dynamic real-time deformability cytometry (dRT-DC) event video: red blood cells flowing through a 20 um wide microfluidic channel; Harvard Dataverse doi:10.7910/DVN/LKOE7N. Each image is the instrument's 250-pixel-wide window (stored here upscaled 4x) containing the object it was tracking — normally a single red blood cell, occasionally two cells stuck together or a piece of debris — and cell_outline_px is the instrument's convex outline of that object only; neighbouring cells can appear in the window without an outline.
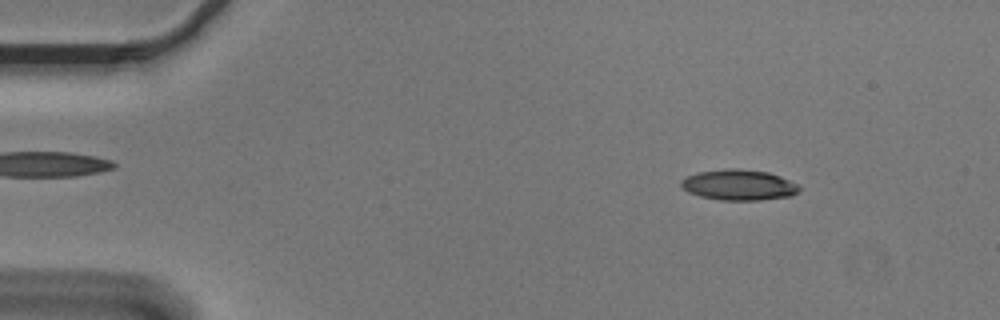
{"species": "Egyptian fruit bat (a non-hibernating species)", "species_latin": "Rousettus aegyptiacus", "temperature_condition": "cold", "stored_images_in_passage": 55, "camera_frame_rate_fps": 3000, "um_per_image_px": 0.085, "animal": {"sex": "male"}, "frame": {"image": 1, "passage_image": 7, "time_ms": 2.0, "image_size_px": [1000, 320], "cell_outline_px": [[800, 192], [792, 196], [760, 200], [720, 200], [700, 196], [688, 192], [680, 184], [680, 180], [684, 176], [696, 172], [724, 168], [740, 168], [768, 172], [780, 176], [800, 184]], "centroid_in_image_um": [62.81, 15.7], "position_along_channel_um": 22.2, "area_um2": 21.56}}
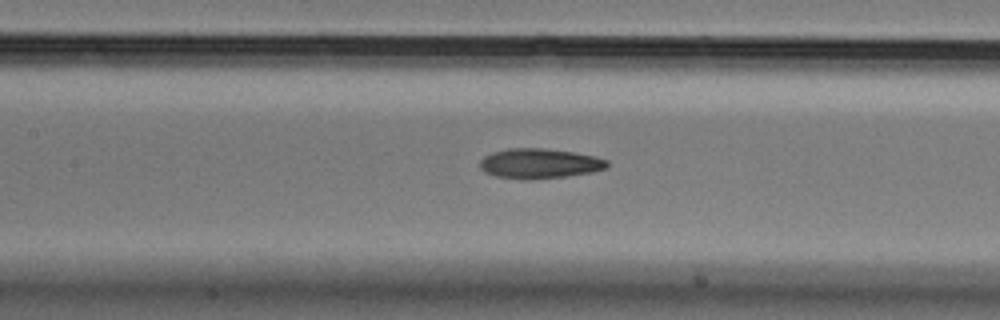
{"frame": {"image": 2, "passage_image": 25, "time_ms": 8.0, "image_size_px": [1000, 320], "cell_outline_px": [[608, 168], [592, 172], [564, 176], [528, 180], [524, 180], [496, 176], [484, 172], [480, 168], [480, 160], [484, 156], [492, 152], [508, 148], [544, 148], [572, 152], [596, 156], [608, 160]], "centroid_in_image_um": [45.85, 13.89], "position_along_channel_um": 161.6, "area_um2": 22.31}}
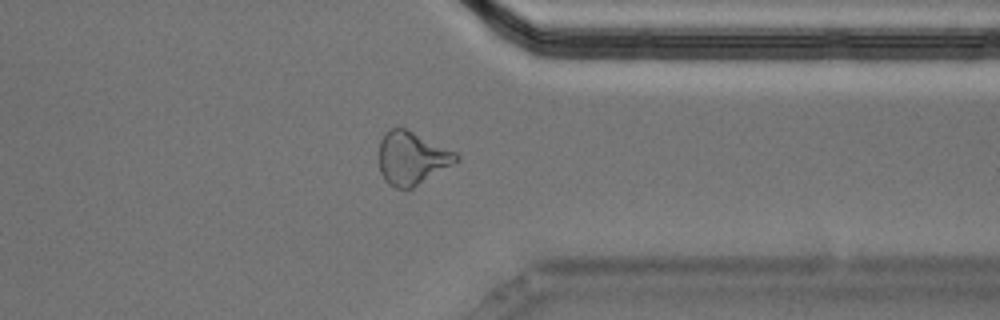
{"frame": {"image": 3, "passage_image": 43, "time_ms": 14.0, "image_size_px": [1000, 320], "cell_outline_px": [[460, 160], [412, 188], [396, 188], [388, 184], [384, 180], [380, 172], [380, 140], [384, 132], [392, 128], [404, 128], [456, 152], [460, 156]], "centroid_in_image_um": [35.0, 13.45], "position_along_channel_um": 376.4, "area_um2": 23.58}, "authors_computed_cell_mechanics": {"area_um2": 21.8484, "velocity_mm_per_s": 3.6385, "shape_relaxation_time_tau1_ms": 7.5199, "shape_relaxation_time_tau2_ms": 3.492, "deformation_change_tau1": 0.2132, "deformation_change_tau2": 0.114}}